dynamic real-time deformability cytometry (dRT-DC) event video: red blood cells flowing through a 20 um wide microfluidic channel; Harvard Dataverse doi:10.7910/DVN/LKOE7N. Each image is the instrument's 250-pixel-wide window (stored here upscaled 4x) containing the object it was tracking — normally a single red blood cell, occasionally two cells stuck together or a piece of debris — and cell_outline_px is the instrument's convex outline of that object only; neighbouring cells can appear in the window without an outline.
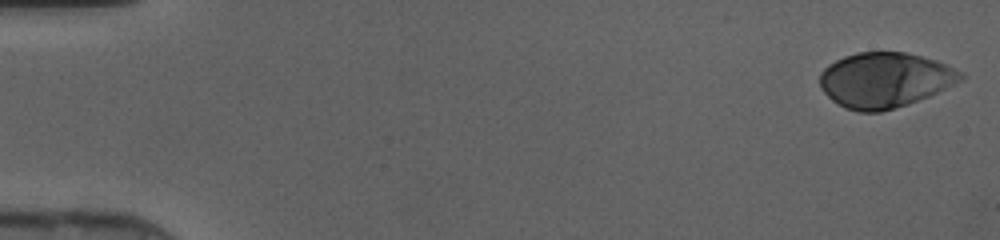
{"species": "human", "species_latin": "Homo sapiens", "temperature_condition": "cold", "stored_images_in_passage": 46, "camera_frame_rate_fps": 3000, "um_per_image_px": 0.085, "donor": {"sex": "female"}, "frame": {"image": 1, "passage_image": 1, "time_ms": 0.0, "image_size_px": [1000, 240], "cell_outline_px": [[964, 80], [928, 96], [908, 104], [880, 112], [860, 112], [844, 108], [832, 100], [820, 88], [820, 72], [828, 64], [844, 56], [856, 52], [904, 52], [936, 60], [964, 72]], "centroid_in_image_um": [75.21, 6.8], "position_along_channel_um": 9.8, "area_um2": 45.37}}
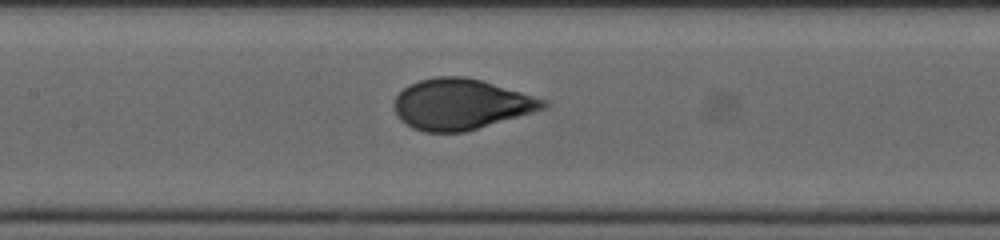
{"frame": {"image": 2, "passage_image": 22, "time_ms": 7.0, "image_size_px": [1000, 240], "cell_outline_px": [[552, 104], [548, 108], [464, 132], [424, 132], [412, 128], [400, 120], [392, 104], [396, 96], [408, 84], [420, 80], [436, 76], [464, 76], [480, 80], [548, 100]], "centroid_in_image_um": [39.18, 8.86], "position_along_channel_um": 168.2, "area_um2": 44.16}}
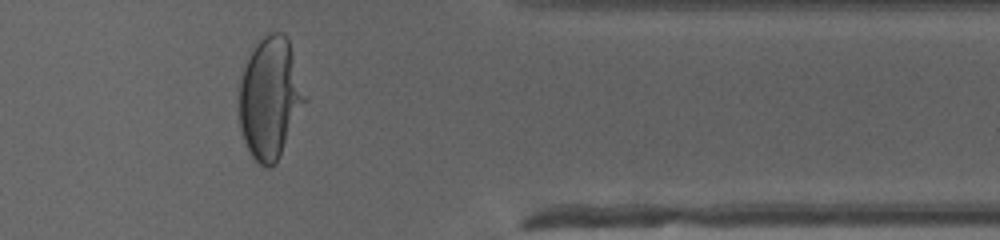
{"frame": {"image": 3, "passage_image": 38, "time_ms": 12.333, "image_size_px": [1000, 240], "cell_outline_px": [[308, 100], [276, 164], [268, 168], [264, 168], [252, 156], [244, 140], [240, 128], [236, 96], [240, 80], [244, 68], [256, 44], [268, 32], [280, 32], [288, 36], [308, 96]], "centroid_in_image_um": [22.97, 8.34], "position_along_channel_um": 388.4, "area_um2": 47.57}}